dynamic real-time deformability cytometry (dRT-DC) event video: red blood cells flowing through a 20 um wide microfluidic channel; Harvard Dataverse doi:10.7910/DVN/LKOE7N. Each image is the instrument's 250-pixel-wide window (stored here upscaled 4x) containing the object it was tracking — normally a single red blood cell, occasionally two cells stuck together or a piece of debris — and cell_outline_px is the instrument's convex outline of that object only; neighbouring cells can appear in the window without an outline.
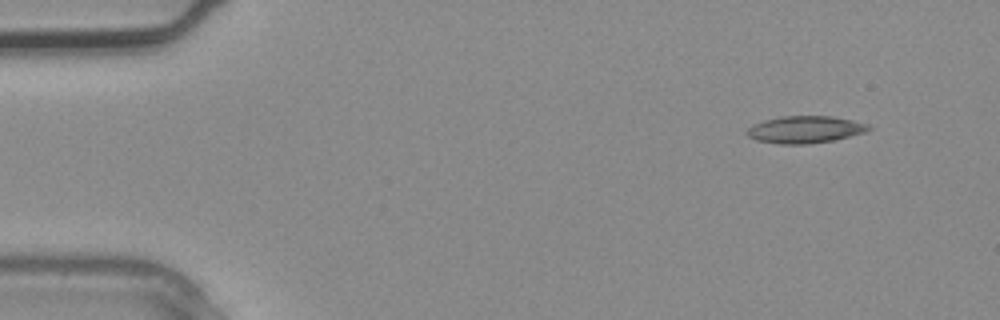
{"species": "common noctule bat (a hibernating species)", "species_latin": "Nyctalus noctula", "temperature_condition": "warm", "stored_images_in_passage": 3, "camera_frame_rate_fps": 3000, "um_per_image_px": 0.085, "animal": {"sex": "male", "body_mass_g": 20.4}, "frame": {"image": 1, "passage_image": 1, "time_ms": 0.0, "image_size_px": [1000, 320], "cell_outline_px": [[872, 128], [868, 132], [832, 140], [808, 144], [780, 144], [756, 140], [748, 136], [748, 128], [752, 124], [764, 120], [780, 116], [832, 116], [852, 120], [868, 124]], "centroid_in_image_um": [68.45, 11.0], "position_along_channel_um": 16.6, "area_um2": 19.25}}